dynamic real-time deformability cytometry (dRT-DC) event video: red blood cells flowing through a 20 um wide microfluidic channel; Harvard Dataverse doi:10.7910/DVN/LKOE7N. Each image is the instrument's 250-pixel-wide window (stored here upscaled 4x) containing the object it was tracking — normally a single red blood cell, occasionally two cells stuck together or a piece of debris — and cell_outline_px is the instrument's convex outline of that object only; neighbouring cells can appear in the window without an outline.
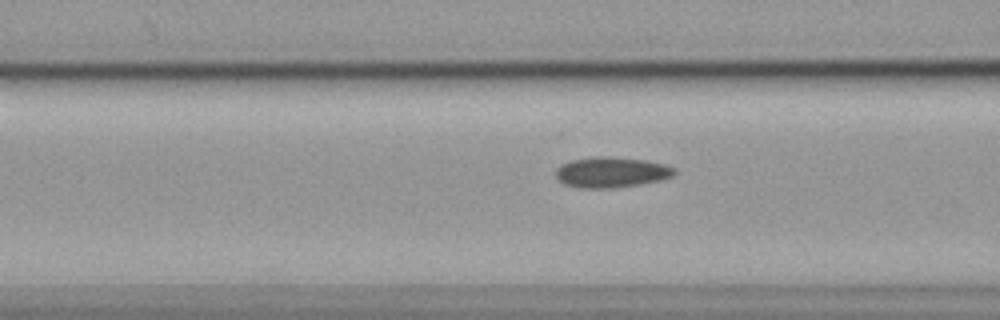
{"species": "common noctule bat (a hibernating species)", "species_latin": "Nyctalus noctula", "temperature_condition": "cold", "stored_images_in_passage": 51, "camera_frame_rate_fps": 3000, "um_per_image_px": 0.085, "animal": {"sex": "female", "body_mass_g": 19.9}, "frame": {"image": 1, "passage_image": 17, "time_ms": 5.333, "image_size_px": [1000, 320], "cell_outline_px": [[676, 172], [672, 176], [660, 180], [640, 184], [612, 188], [580, 188], [564, 184], [556, 176], [556, 168], [560, 164], [572, 160], [596, 156], [604, 156], [644, 160], [664, 164], [676, 168]], "centroid_in_image_um": [51.95, 14.64], "position_along_channel_um": 114.6, "area_um2": 21.04}}
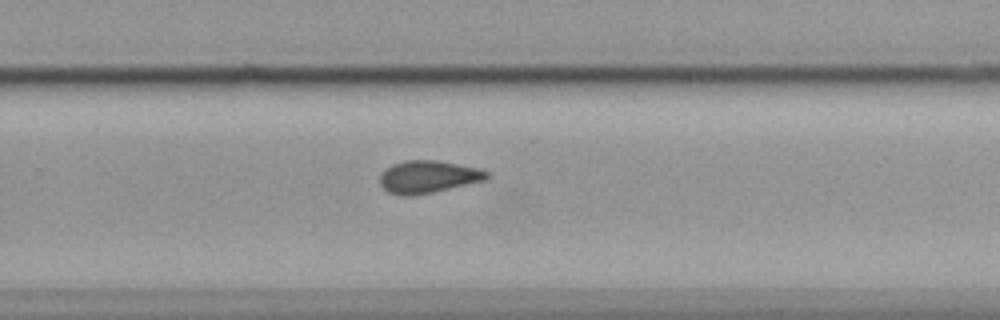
{"frame": {"image": 2, "passage_image": 32, "time_ms": 10.333, "image_size_px": [1000, 320], "cell_outline_px": [[488, 176], [484, 180], [432, 192], [412, 196], [400, 196], [388, 192], [380, 184], [380, 176], [392, 164], [404, 160], [436, 160], [480, 168], [488, 172]], "centroid_in_image_um": [36.37, 15.03], "position_along_channel_um": 293.4, "area_um2": 20.0}}
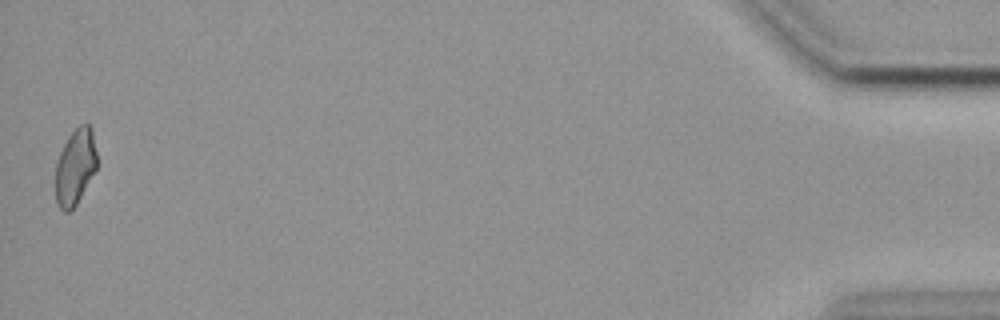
{"frame": {"image": 3, "passage_image": 51, "time_ms": 16.667, "image_size_px": [1000, 320], "cell_outline_px": [[96, 168], [76, 204], [68, 212], [64, 212], [60, 208], [56, 200], [56, 164], [60, 152], [68, 136], [80, 124], [88, 124], [92, 128], [96, 152]], "centroid_in_image_um": [6.39, 14.16], "position_along_channel_um": 428.8, "area_um2": 17.98}, "authors_computed_cell_mechanics": {"area_um2": 20.0566, "velocity_mm_per_s": 3.5921, "shape_relaxation_time_tau1_ms": null, "shape_relaxation_time_tau2_ms": 3.2588, "deformation_change_tau1": null, "deformation_change_tau2": 0.0892}}